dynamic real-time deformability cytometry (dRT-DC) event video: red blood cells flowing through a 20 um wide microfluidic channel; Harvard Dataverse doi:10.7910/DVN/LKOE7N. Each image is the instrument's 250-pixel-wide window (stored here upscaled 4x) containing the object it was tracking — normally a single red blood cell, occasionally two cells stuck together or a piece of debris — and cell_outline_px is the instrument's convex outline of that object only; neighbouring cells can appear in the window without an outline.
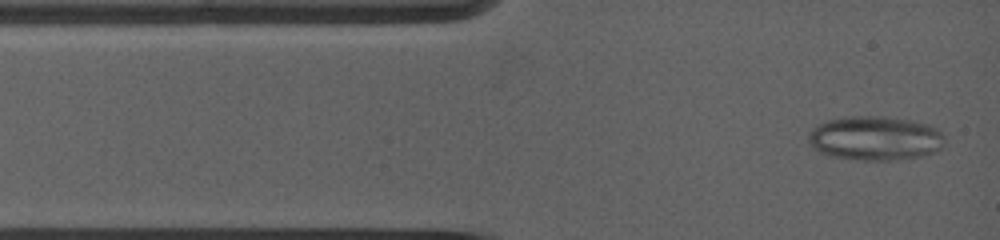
{"species": "common noctule bat (a hibernating species)", "species_latin": "Nyctalus noctula", "temperature_condition": "warm", "stored_images_in_passage": 13, "camera_frame_rate_fps": 5000, "um_per_image_px": 0.085, "animal": {"sex": "female", "body_mass_g": 19.0, "forearm_length_mm": 53.3}, "frame": {"image": 1, "passage_image": 1, "time_ms": 0.0, "image_size_px": [1000, 240], "cell_outline_px": [[944, 144], [936, 152], [924, 156], [896, 160], [864, 160], [832, 156], [816, 152], [808, 140], [808, 132], [812, 128], [828, 120], [852, 116], [884, 116], [912, 120], [928, 124], [936, 128], [944, 136]], "centroid_in_image_um": [74.4, 11.75], "position_along_channel_um": 10.6, "area_um2": 35.37}}